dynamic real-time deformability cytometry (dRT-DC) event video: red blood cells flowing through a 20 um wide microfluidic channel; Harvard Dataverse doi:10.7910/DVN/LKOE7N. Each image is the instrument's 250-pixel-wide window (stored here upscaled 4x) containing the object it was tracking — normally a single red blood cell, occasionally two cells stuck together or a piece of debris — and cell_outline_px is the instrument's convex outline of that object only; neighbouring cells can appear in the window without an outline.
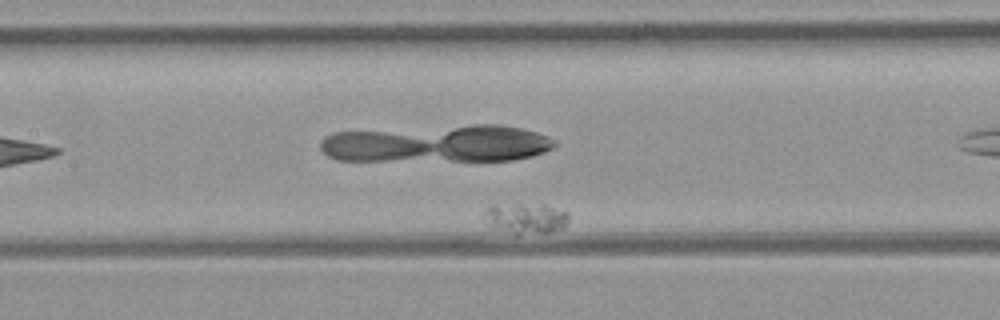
{"species": "common noctule bat (a hibernating species)", "species_latin": "Nyctalus noctula", "temperature_condition": "room temperature", "stored_images_in_passage": 40, "camera_frame_rate_fps": 3000, "um_per_image_px": 0.085, "animal": {"sex": "female", "body_mass_g": 21.9}, "frame": {"image": 1, "passage_image": 14, "time_ms": 4.333, "image_size_px": [1000, 320], "cell_outline_px": [[568, 220], [564, 228], [548, 232], [516, 236], [492, 224], [480, 216], [492, 204], [544, 204], [568, 212]], "centroid_in_image_um": [44.71, 18.55], "position_along_channel_um": 162.7, "area_um2": 15.2}}
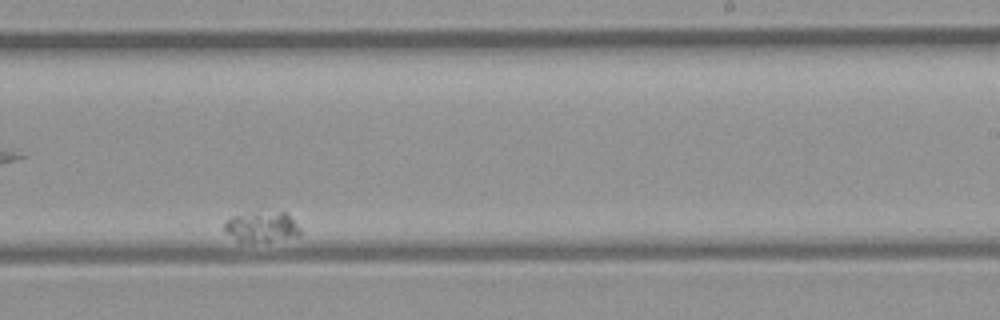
{"frame": {"image": 2, "passage_image": 27, "time_ms": 8.667, "image_size_px": [1000, 320], "cell_outline_px": [[300, 236], [268, 240], [236, 240], [224, 228], [224, 224], [232, 216], [264, 204], [288, 212], [300, 228]], "centroid_in_image_um": [22.3, 19.09], "position_along_channel_um": 266.7, "area_um2": 14.39}}
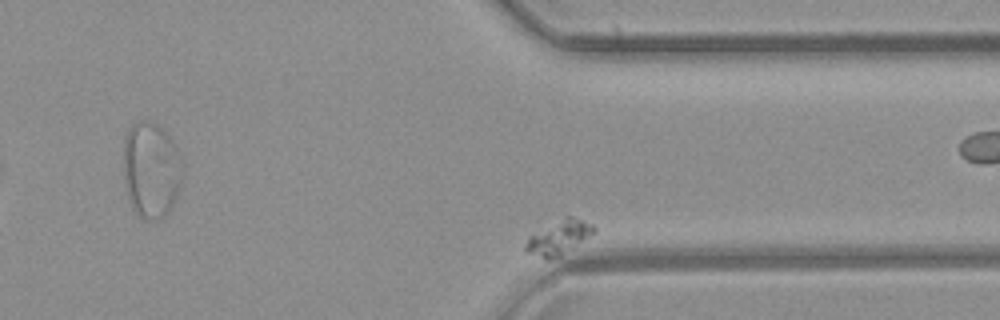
{"frame": {"image": 3, "passage_image": 38, "time_ms": 12.333, "image_size_px": [1000, 320], "cell_outline_px": [[596, 228], [588, 236], [560, 256], [548, 260], [544, 260], [524, 252], [524, 244], [528, 236], [564, 216], [572, 216], [592, 224]], "centroid_in_image_um": [47.4, 20.21], "position_along_channel_um": 364.0, "area_um2": 13.53}}